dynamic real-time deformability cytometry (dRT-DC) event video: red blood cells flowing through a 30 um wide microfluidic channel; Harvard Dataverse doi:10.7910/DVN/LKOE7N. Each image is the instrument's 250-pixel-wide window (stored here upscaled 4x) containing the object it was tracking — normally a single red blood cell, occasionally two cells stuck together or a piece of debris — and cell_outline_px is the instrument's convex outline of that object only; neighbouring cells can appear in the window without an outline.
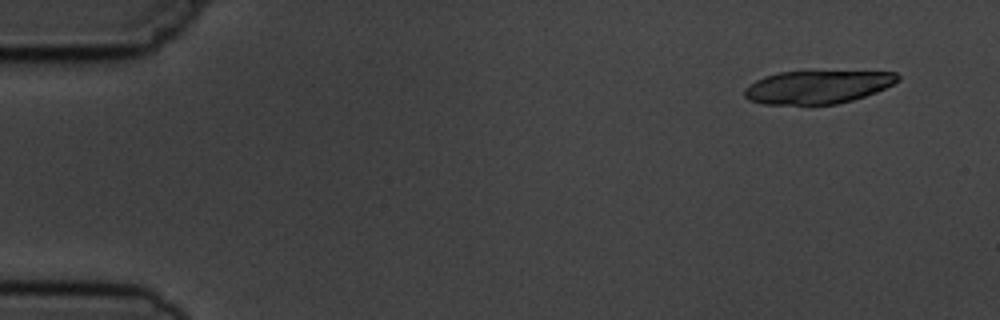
{"species": "common noctule bat (a hibernating species)", "species_latin": "Nyctalus noctula", "temperature_condition": "cold", "stored_images_in_passage": 5, "camera_frame_rate_fps": 3000, "um_per_image_px": 0.085, "animal": {"sex": "male", "body_mass_g": 19.5, "forearm_length_mm": 54.6}, "frame": {"image": 1, "passage_image": 1, "time_ms": 0.0, "image_size_px": [1000, 320], "cell_outline_px": [[900, 80], [876, 92], [852, 100], [836, 104], [764, 104], [748, 100], [744, 96], [744, 88], [756, 80], [764, 76], [780, 72], [896, 72], [900, 76]], "centroid_in_image_um": [69.45, 7.4], "position_along_channel_um": 15.5, "area_um2": 29.25}}